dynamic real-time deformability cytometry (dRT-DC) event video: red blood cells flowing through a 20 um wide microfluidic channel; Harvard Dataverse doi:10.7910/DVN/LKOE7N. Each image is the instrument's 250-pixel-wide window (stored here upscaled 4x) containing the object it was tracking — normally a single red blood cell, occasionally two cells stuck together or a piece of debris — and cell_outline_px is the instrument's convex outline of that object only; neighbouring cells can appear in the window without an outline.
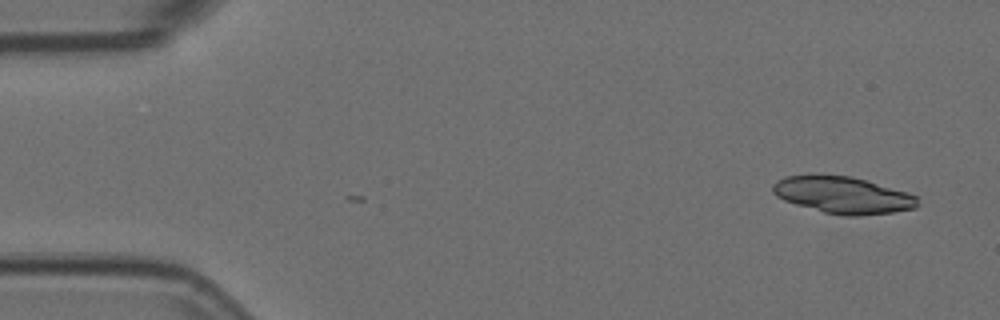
{"species": "Egyptian fruit bat (a non-hibernating species)", "species_latin": "Rousettus aegyptiacus", "temperature_condition": "room temperature", "stored_images_in_passage": 3, "camera_frame_rate_fps": 3000, "um_per_image_px": 0.085, "animal": {"sex": "female"}, "frame": {"image": 1, "passage_image": 1, "time_ms": 0.0, "image_size_px": [1000, 320], "cell_outline_px": [[916, 208], [892, 212], [856, 216], [844, 216], [824, 212], [796, 204], [784, 200], [776, 196], [772, 192], [772, 184], [776, 180], [784, 176], [852, 176], [868, 180], [908, 192], [916, 196]], "centroid_in_image_um": [71.64, 16.58], "position_along_channel_um": 13.4, "area_um2": 30.81}}